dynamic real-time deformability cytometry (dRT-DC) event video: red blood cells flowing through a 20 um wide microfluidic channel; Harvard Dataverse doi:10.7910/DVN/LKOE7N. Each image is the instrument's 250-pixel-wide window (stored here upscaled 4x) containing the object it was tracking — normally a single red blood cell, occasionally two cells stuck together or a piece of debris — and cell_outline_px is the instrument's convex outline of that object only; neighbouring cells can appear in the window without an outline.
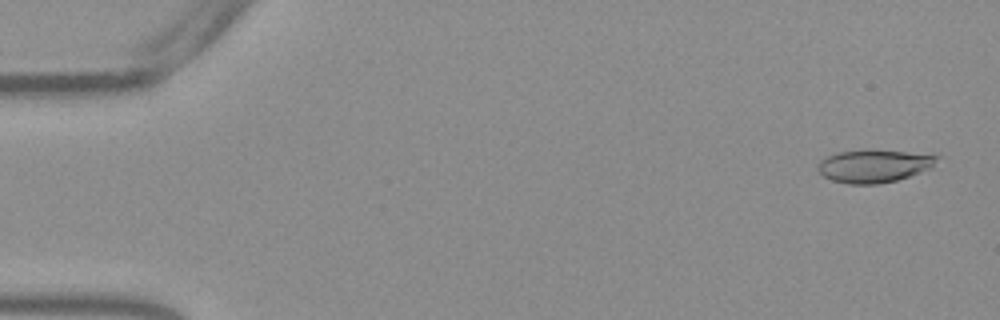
{"species": "Egyptian fruit bat (a non-hibernating species)", "species_latin": "Rousettus aegyptiacus", "temperature_condition": "warm", "stored_images_in_passage": 54, "camera_frame_rate_fps": 3000, "um_per_image_px": 0.085, "frame": {"image": 1, "passage_image": 3, "time_ms": 0.667, "image_size_px": [1000, 320], "cell_outline_px": [[940, 156], [932, 168], [896, 180], [880, 184], [848, 184], [832, 180], [824, 176], [816, 168], [820, 160], [836, 152], [864, 148], [868, 148]], "centroid_in_image_um": [74.25, 14.09], "position_along_channel_um": 10.8, "area_um2": 23.0}}
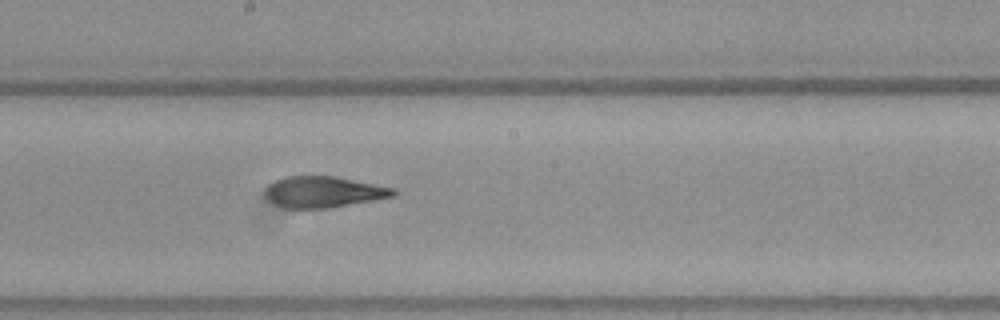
{"frame": {"image": 2, "passage_image": 30, "time_ms": 9.667, "image_size_px": [1000, 320], "cell_outline_px": [[396, 196], [376, 200], [328, 208], [284, 208], [276, 204], [264, 192], [268, 184], [284, 176], [336, 176], [396, 188]], "centroid_in_image_um": [27.55, 16.3], "position_along_channel_um": 220.6, "area_um2": 23.29}}
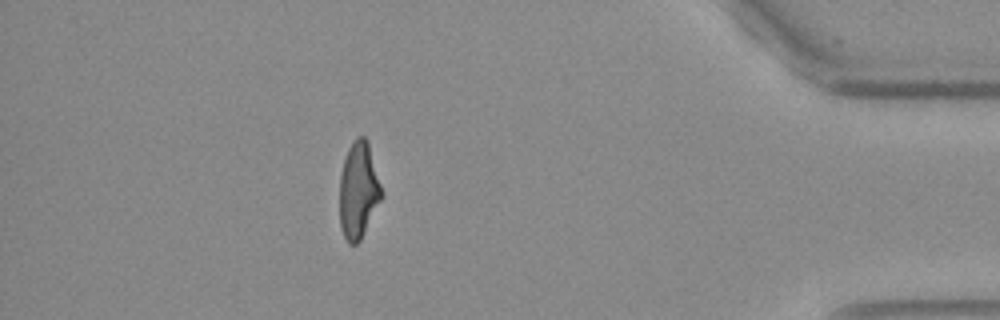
{"frame": {"image": 3, "passage_image": 48, "time_ms": 15.667, "image_size_px": [1000, 320], "cell_outline_px": [[384, 196], [360, 240], [356, 244], [348, 244], [344, 236], [340, 224], [340, 176], [344, 160], [348, 148], [356, 136], [364, 136], [368, 140], [384, 192]], "centroid_in_image_um": [30.5, 16.16], "position_along_channel_um": 404.7, "area_um2": 23.93}, "authors_computed_cell_mechanics": {"area_um2": 23.7847, "velocity_mm_per_s": 3.833, "shape_relaxation_time_tau1_ms": null, "shape_relaxation_time_tau2_ms": 1.9079, "deformation_change_tau1": null, "deformation_change_tau2": 0.1085}}